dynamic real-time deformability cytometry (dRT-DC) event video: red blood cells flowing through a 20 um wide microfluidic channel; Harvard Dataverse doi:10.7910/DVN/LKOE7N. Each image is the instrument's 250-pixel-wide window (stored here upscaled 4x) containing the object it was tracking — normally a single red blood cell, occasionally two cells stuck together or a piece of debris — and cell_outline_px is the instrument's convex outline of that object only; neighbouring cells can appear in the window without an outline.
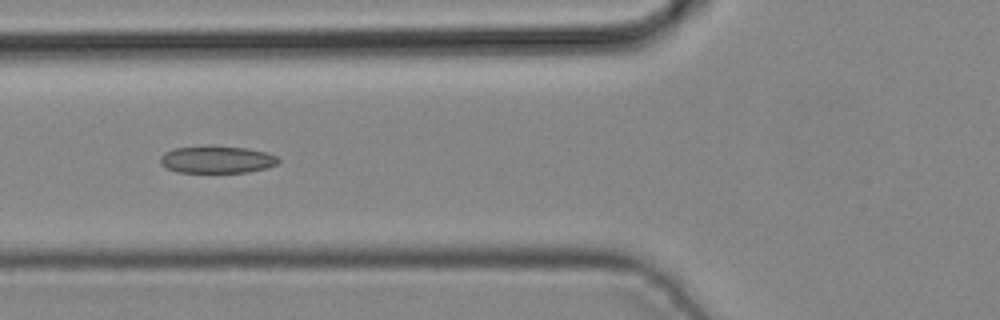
{"species": "common noctule bat (a hibernating species)", "species_latin": "Nyctalus noctula", "temperature_condition": "cold", "stored_images_in_passage": 5, "camera_frame_rate_fps": 3000, "um_per_image_px": 0.085, "animal": {"sex": "male", "body_mass_g": 19.2, "forearm_length_mm": 51.8}, "frame": {"image": 1, "passage_image": 5, "time_ms": 1.333, "image_size_px": [1000, 320], "cell_outline_px": [[280, 160], [276, 164], [268, 168], [248, 172], [176, 172], [160, 164], [160, 156], [164, 152], [172, 148], [208, 144], [248, 148], [268, 152], [276, 156]], "centroid_in_image_um": [18.42, 13.53], "position_along_channel_um": 107.4, "area_um2": 19.31}}